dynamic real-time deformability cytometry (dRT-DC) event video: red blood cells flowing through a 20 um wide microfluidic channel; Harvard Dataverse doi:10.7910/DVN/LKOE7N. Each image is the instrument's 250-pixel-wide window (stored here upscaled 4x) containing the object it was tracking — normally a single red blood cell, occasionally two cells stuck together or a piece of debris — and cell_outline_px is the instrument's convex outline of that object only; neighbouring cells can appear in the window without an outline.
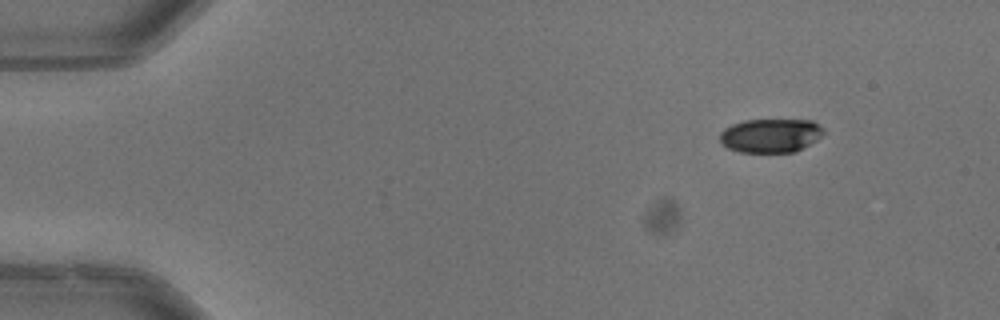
{"species": "common noctule bat (a hibernating species)", "species_latin": "Nyctalus noctula", "temperature_condition": "warm", "stored_images_in_passage": 47, "camera_frame_rate_fps": 3000, "um_per_image_px": 0.085, "animal": {"sex": "male", "body_mass_g": 13.3}, "frame": {"image": 1, "passage_image": 1, "time_ms": 0.0, "image_size_px": [1000, 320], "cell_outline_px": [[824, 132], [816, 140], [796, 152], [740, 152], [728, 148], [720, 144], [720, 132], [724, 128], [732, 124], [744, 120], [812, 120], [824, 128]], "centroid_in_image_um": [65.48, 11.52], "position_along_channel_um": 19.5, "area_um2": 20.58}}
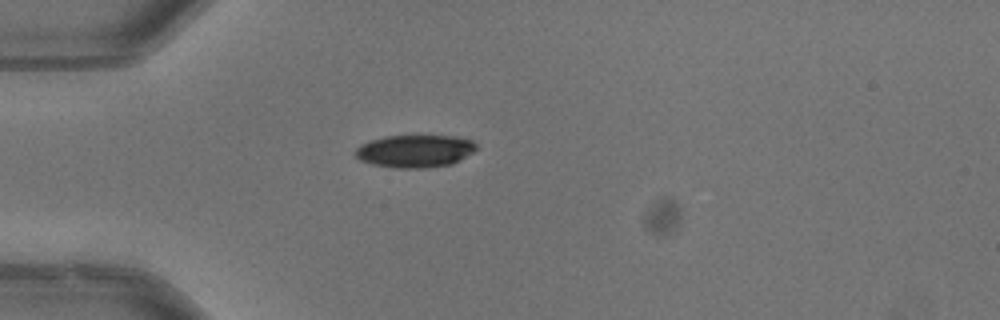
{"frame": {"image": 2, "passage_image": 10, "time_ms": 3.0, "image_size_px": [1000, 320], "cell_outline_px": [[476, 148], [472, 152], [460, 160], [452, 164], [428, 168], [392, 168], [372, 164], [360, 160], [352, 152], [360, 144], [368, 140], [388, 136], [416, 132], [452, 136], [472, 140], [476, 144]], "centroid_in_image_um": [35.24, 12.8], "position_along_channel_um": 49.8, "area_um2": 24.04}}
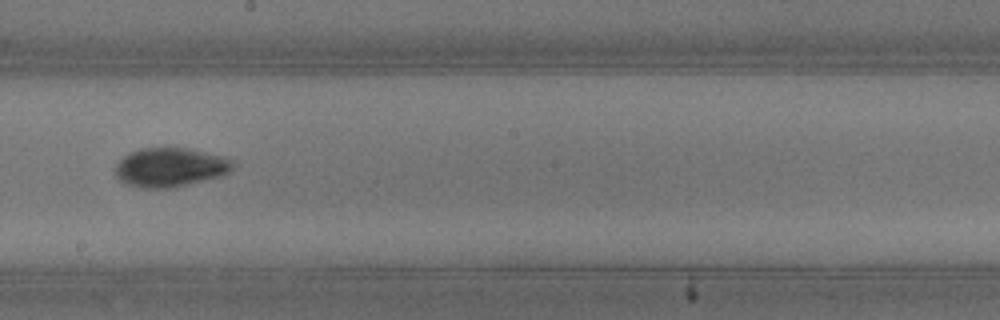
{"frame": {"image": 3, "passage_image": 25, "time_ms": 8.0, "image_size_px": [1000, 320], "cell_outline_px": [[232, 168], [224, 176], [176, 188], [140, 188], [124, 184], [116, 176], [116, 164], [128, 152], [140, 148], [188, 148], [228, 156], [232, 160]], "centroid_in_image_um": [14.49, 14.23], "position_along_channel_um": 233.7, "area_um2": 27.34}, "authors_computed_cell_mechanics": {"area_um2": 24.2182, "velocity_mm_per_s": 3.9847, "shape_relaxation_time_tau1_ms": 3.8535, "shape_relaxation_time_tau2_ms": 1.5143, "deformation_change_tau1": 0.1614, "deformation_change_tau2": 0.0442}}